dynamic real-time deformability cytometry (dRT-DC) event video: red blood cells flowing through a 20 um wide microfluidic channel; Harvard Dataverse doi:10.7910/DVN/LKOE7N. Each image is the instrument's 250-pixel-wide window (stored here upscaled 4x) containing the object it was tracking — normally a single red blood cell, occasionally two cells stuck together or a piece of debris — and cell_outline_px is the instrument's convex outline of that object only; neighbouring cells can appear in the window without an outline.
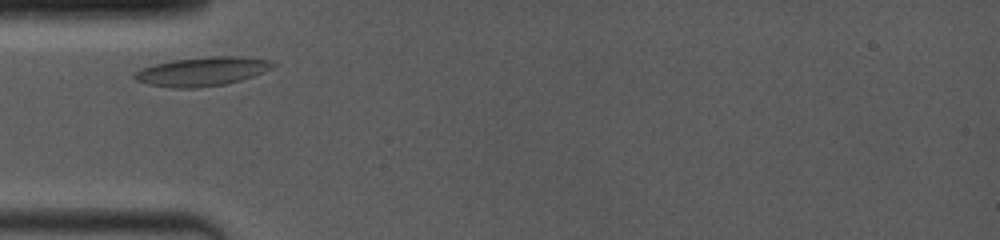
{"species": "common noctule bat (a hibernating species)", "species_latin": "Nyctalus noctula", "temperature_condition": "room temperature", "stored_images_in_passage": 28, "camera_frame_rate_fps": 4000, "um_per_image_px": 0.085, "animal": {"sex": "female", "body_mass_g": 19.0, "forearm_length_mm": 53.3}, "frame": {"image": 1, "passage_image": 2, "time_ms": 0.5, "image_size_px": [1000, 240], "cell_outline_px": [[276, 64], [272, 68], [252, 76], [228, 84], [196, 88], [172, 88], [148, 84], [136, 80], [132, 76], [140, 68], [156, 64], [176, 60], [212, 56], [236, 56], [272, 60]], "centroid_in_image_um": [17.19, 6.08], "position_along_channel_um": 67.8, "area_um2": 23.18}}
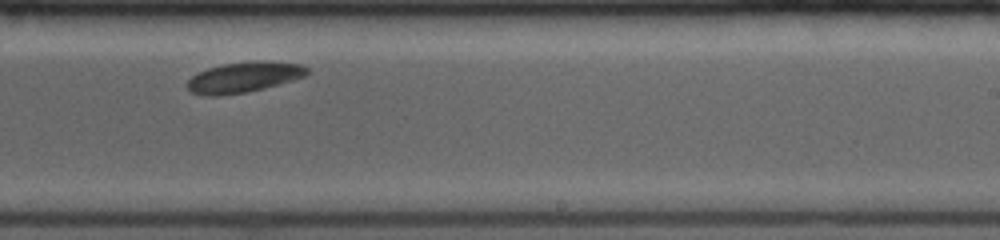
{"frame": {"image": 2, "passage_image": 17, "time_ms": 5.75, "image_size_px": [1000, 240], "cell_outline_px": [[308, 72], [304, 76], [264, 88], [244, 92], [216, 96], [208, 96], [192, 92], [188, 88], [188, 80], [192, 76], [208, 68], [224, 64], [256, 60], [264, 60], [300, 64], [308, 68]], "centroid_in_image_um": [20.73, 6.55], "position_along_channel_um": 268.3, "area_um2": 20.92}}
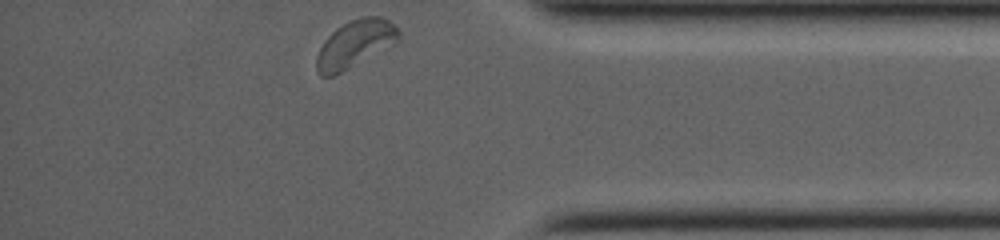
{"frame": {"image": 3, "passage_image": 28, "time_ms": 9.5, "image_size_px": [1000, 240], "cell_outline_px": [[400, 40], [396, 44], [332, 76], [320, 76], [316, 72], [316, 56], [324, 40], [336, 28], [360, 16], [380, 16], [388, 20], [400, 32]], "centroid_in_image_um": [30.18, 3.73], "position_along_channel_um": 405.0, "area_um2": 22.54}, "authors_computed_cell_mechanics": {"area_um2": 21.0392, "velocity_mm_per_s": 3.8466, "shape_relaxation_time_tau1_ms": 0.9082, "shape_relaxation_time_tau2_ms": 9.8603, "deformation_change_tau1": 0.079, "deformation_change_tau2": 0.0874}}